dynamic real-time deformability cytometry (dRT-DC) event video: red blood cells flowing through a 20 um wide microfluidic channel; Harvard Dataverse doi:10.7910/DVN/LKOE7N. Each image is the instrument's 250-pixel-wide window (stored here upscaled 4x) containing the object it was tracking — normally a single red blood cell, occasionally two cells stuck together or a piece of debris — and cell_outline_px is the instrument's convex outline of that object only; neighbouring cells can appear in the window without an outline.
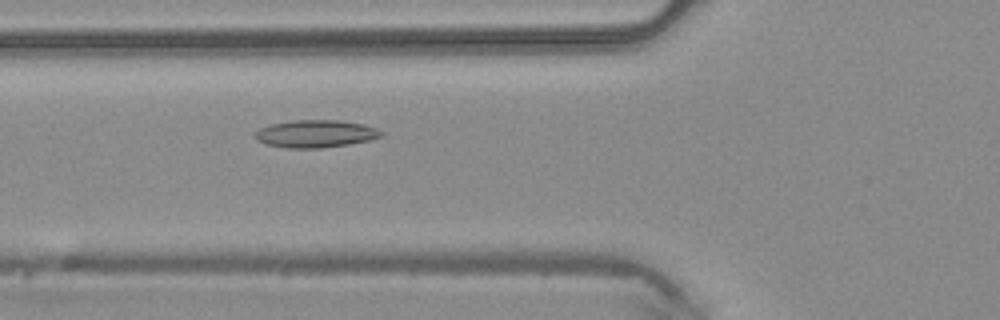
{"species": "common noctule bat (a hibernating species)", "species_latin": "Nyctalus noctula", "temperature_condition": "warm", "stored_images_in_passage": 47, "camera_frame_rate_fps": 3000, "um_per_image_px": 0.085, "animal": {"sex": "male", "body_mass_g": 20.4}, "frame": {"image": 1, "passage_image": 18, "time_ms": 5.667, "image_size_px": [1000, 320], "cell_outline_px": [[384, 136], [372, 140], [348, 144], [320, 148], [284, 148], [264, 144], [256, 140], [252, 136], [260, 128], [272, 124], [292, 120], [340, 120], [364, 124], [376, 128], [384, 132]], "centroid_in_image_um": [26.83, 11.37], "position_along_channel_um": 99.0, "area_um2": 20.52}}
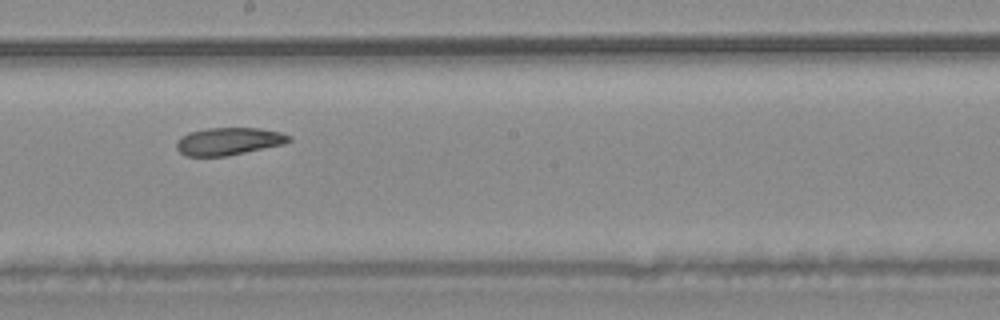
{"frame": {"image": 2, "passage_image": 27, "time_ms": 8.667, "image_size_px": [1000, 320], "cell_outline_px": [[292, 140], [284, 144], [228, 156], [188, 156], [180, 152], [176, 148], [176, 140], [180, 136], [188, 132], [208, 128], [260, 128], [280, 132], [292, 136]], "centroid_in_image_um": [19.43, 12.01], "position_along_channel_um": 228.8, "area_um2": 18.21}}
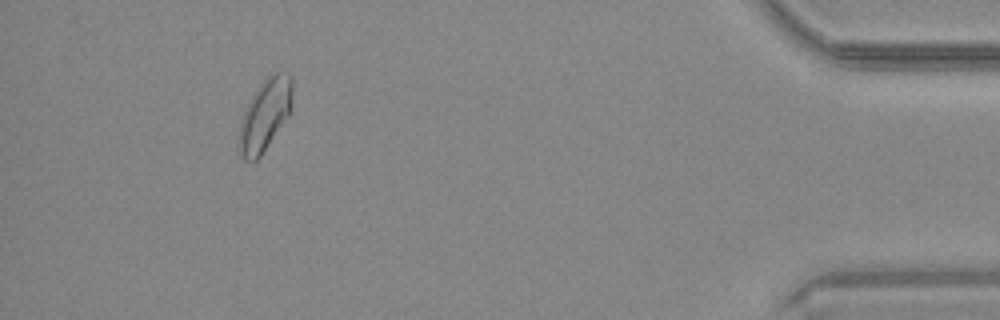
{"frame": {"image": 3, "passage_image": 44, "time_ms": 14.333, "image_size_px": [1000, 320], "cell_outline_px": [[292, 96], [288, 116], [260, 156], [252, 164], [244, 160], [240, 152], [240, 124], [244, 108], [256, 88], [272, 72], [288, 72], [292, 76]], "centroid_in_image_um": [22.52, 9.73], "position_along_channel_um": 412.7, "area_um2": 22.14}}